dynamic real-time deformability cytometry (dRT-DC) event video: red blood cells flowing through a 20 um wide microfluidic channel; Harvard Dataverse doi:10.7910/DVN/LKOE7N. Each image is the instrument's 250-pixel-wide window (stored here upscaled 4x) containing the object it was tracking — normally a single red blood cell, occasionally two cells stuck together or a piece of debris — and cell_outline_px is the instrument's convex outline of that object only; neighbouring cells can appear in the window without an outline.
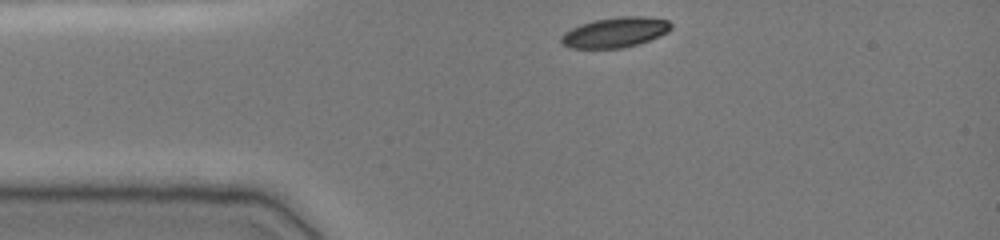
{"species": "common noctule bat (a hibernating species)", "species_latin": "Nyctalus noctula", "temperature_condition": "cold", "stored_images_in_passage": 34, "camera_frame_rate_fps": 3000, "um_per_image_px": 0.085, "animal": {"sex": "female", "body_mass_g": 19.0, "forearm_length_mm": 51.5}, "frame": {"image": 1, "passage_image": 1, "time_ms": 0.0, "image_size_px": [1000, 240], "cell_outline_px": [[672, 28], [668, 32], [660, 36], [624, 48], [568, 48], [560, 40], [560, 36], [564, 32], [580, 24], [596, 20], [620, 16], [644, 16], [668, 20], [672, 24]], "centroid_in_image_um": [52.29, 2.75], "position_along_channel_um": 32.7, "area_um2": 19.31}}
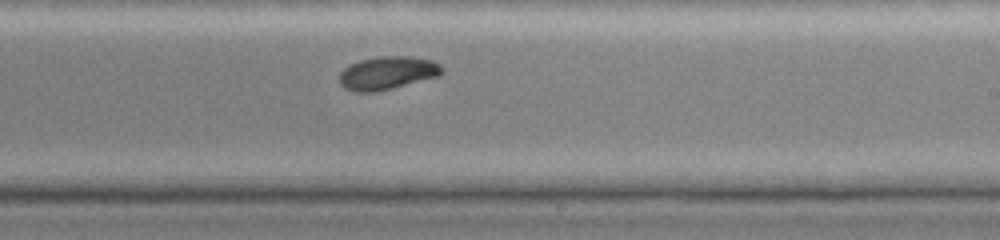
{"frame": {"image": 2, "passage_image": 21, "time_ms": 6.667, "image_size_px": [1000, 240], "cell_outline_px": [[444, 72], [440, 76], [376, 92], [356, 92], [344, 88], [340, 84], [340, 72], [344, 68], [360, 60], [380, 56], [408, 56], [432, 60], [440, 64], [444, 68]], "centroid_in_image_um": [32.96, 6.2], "position_along_channel_um": 256.0, "area_um2": 19.88}}
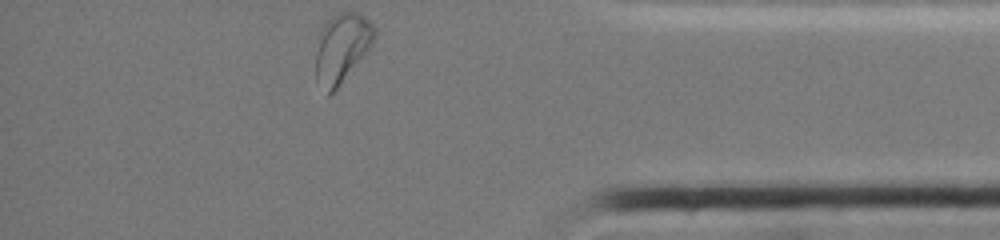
{"frame": {"image": 3, "passage_image": 34, "time_ms": 11.0, "image_size_px": [1000, 240], "cell_outline_px": [[376, 36], [372, 44], [336, 88], [328, 96], [316, 80], [316, 52], [320, 32], [324, 24], [332, 16], [340, 12], [356, 12], [364, 16], [376, 28]], "centroid_in_image_um": [29.05, 4.04], "position_along_channel_um": 406.2, "area_um2": 23.18}, "authors_computed_cell_mechanics": {"area_um2": 20.2011, "velocity_mm_per_s": 3.8158, "shape_relaxation_time_tau1_ms": 2.0756, "shape_relaxation_time_tau2_ms": null, "deformation_change_tau1": 0.0948, "deformation_change_tau2": null}}